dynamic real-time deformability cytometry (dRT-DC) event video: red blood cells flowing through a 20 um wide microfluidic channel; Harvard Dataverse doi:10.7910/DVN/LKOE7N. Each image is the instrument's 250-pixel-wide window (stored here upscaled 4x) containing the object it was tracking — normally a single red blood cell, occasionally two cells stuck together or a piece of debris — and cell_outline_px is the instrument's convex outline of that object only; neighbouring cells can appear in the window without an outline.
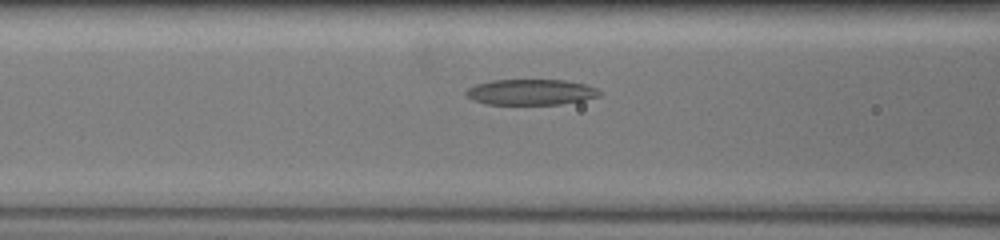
{"species": "common noctule bat (a hibernating species)", "species_latin": "Nyctalus noctula", "temperature_condition": "warm", "stored_images_in_passage": 35, "camera_frame_rate_fps": 3000, "um_per_image_px": 0.085, "animal": {"sex": "female", "body_mass_g": 19.5, "forearm_length_mm": 54.1}, "frame": {"image": 1, "passage_image": 23, "time_ms": 4.0, "image_size_px": [1000, 240], "cell_outline_px": [[600, 96], [584, 100], [560, 104], [488, 104], [476, 100], [468, 96], [468, 88], [476, 84], [492, 80], [564, 80], [584, 84], [596, 88], [600, 92]], "centroid_in_image_um": [45.17, 7.82], "position_along_channel_um": 121.4, "area_um2": 19.65}}
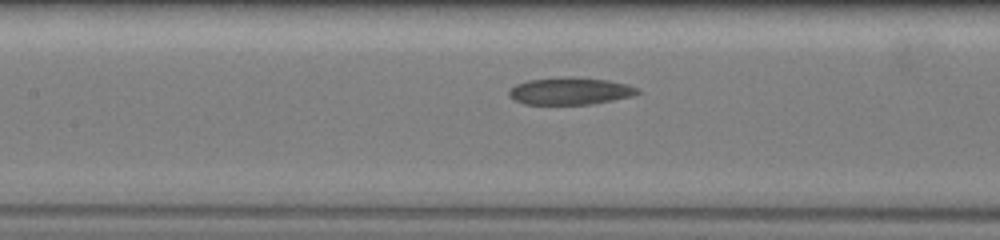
{"frame": {"image": 2, "passage_image": 30, "time_ms": 5.0, "image_size_px": [1000, 240], "cell_outline_px": [[640, 92], [628, 96], [588, 104], [524, 104], [516, 100], [508, 92], [516, 84], [532, 80], [568, 76], [572, 76], [608, 80], [628, 84], [636, 88]], "centroid_in_image_um": [48.45, 7.72], "position_along_channel_um": 159.0, "area_um2": 19.83}}